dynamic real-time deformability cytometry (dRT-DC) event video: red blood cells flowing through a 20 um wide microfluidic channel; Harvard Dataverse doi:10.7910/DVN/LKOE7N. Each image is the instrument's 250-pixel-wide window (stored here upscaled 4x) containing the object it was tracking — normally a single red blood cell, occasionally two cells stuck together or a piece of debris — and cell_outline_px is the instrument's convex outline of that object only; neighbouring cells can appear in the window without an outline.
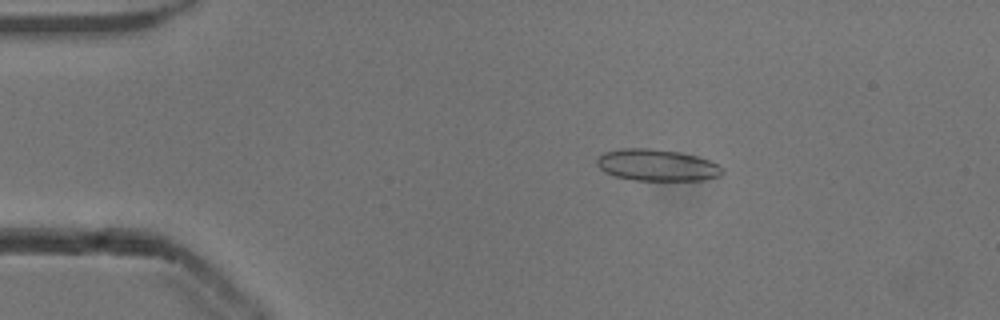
{"species": "common noctule bat (a hibernating species)", "species_latin": "Nyctalus noctula", "temperature_condition": "cold", "stored_images_in_passage": 53, "camera_frame_rate_fps": 3000, "um_per_image_px": 0.085, "animal": {"sex": "male", "body_mass_g": 13.3}, "frame": {"image": 1, "passage_image": 10, "time_ms": 3.0, "image_size_px": [1000, 320], "cell_outline_px": [[724, 172], [720, 176], [704, 180], [636, 180], [616, 176], [604, 172], [596, 164], [596, 160], [604, 152], [620, 148], [648, 148], [680, 152], [696, 156], [708, 160], [724, 168]], "centroid_in_image_um": [55.84, 14.03], "position_along_channel_um": 29.2, "area_um2": 23.12}}
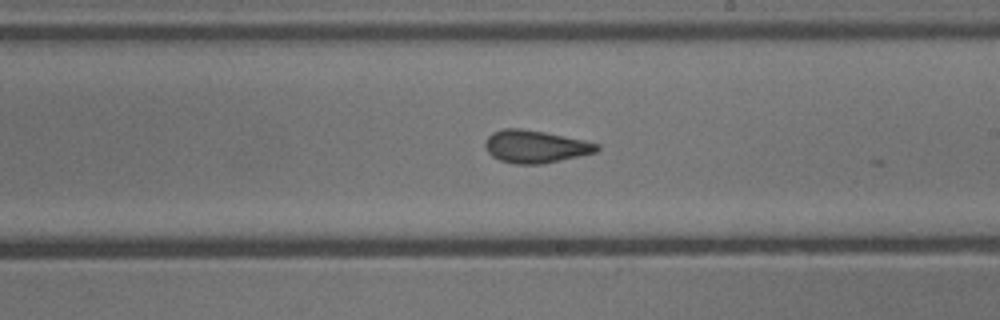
{"frame": {"image": 2, "passage_image": 31, "time_ms": 10.0, "image_size_px": [1000, 320], "cell_outline_px": [[600, 148], [596, 152], [540, 164], [516, 164], [500, 160], [492, 156], [488, 152], [484, 144], [484, 140], [492, 132], [504, 128], [520, 128], [544, 132], [584, 140], [600, 144]], "centroid_in_image_um": [45.48, 12.44], "position_along_channel_um": 243.5, "area_um2": 21.1}}
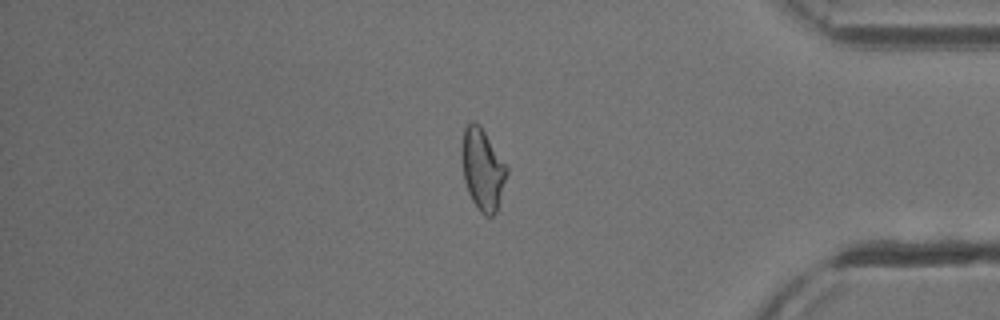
{"frame": {"image": 3, "passage_image": 45, "time_ms": 14.667, "image_size_px": [1000, 320], "cell_outline_px": [[508, 172], [496, 212], [492, 216], [484, 216], [480, 212], [472, 200], [468, 192], [464, 180], [460, 148], [464, 128], [472, 120], [480, 124], [508, 168]], "centroid_in_image_um": [41.0, 14.37], "position_along_channel_um": 394.2, "area_um2": 21.44}, "authors_computed_cell_mechanics": {"area_um2": 21.5594, "velocity_mm_per_s": 3.8638, "shape_relaxation_time_tau1_ms": 10.3249, "shape_relaxation_time_tau2_ms": 1.7187, "deformation_change_tau1": 0.1867, "deformation_change_tau2": 0.0921}}